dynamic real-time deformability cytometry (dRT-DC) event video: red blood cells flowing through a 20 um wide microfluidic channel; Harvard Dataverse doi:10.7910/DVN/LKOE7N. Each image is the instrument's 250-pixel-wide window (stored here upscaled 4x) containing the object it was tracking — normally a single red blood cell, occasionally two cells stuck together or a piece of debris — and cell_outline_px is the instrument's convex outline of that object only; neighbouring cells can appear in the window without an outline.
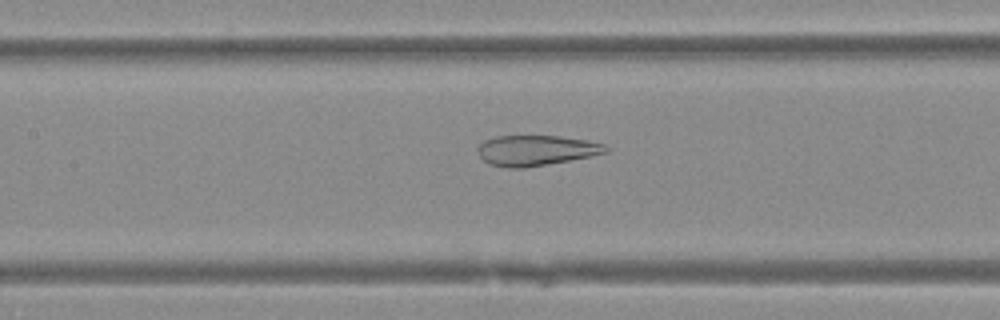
{"species": "Egyptian fruit bat (a non-hibernating species)", "species_latin": "Rousettus aegyptiacus", "temperature_condition": "warm", "stored_images_in_passage": 29, "camera_frame_rate_fps": 3000, "um_per_image_px": 0.085, "animal": {"sex": "female"}, "frame": {"image": 1, "passage_image": 11, "time_ms": 3.333, "image_size_px": [1000, 320], "cell_outline_px": [[608, 152], [568, 160], [524, 168], [508, 168], [488, 164], [476, 152], [476, 148], [484, 140], [496, 136], [560, 136], [588, 140], [604, 144], [608, 148]], "centroid_in_image_um": [45.51, 12.78], "position_along_channel_um": 161.9, "area_um2": 22.6}}
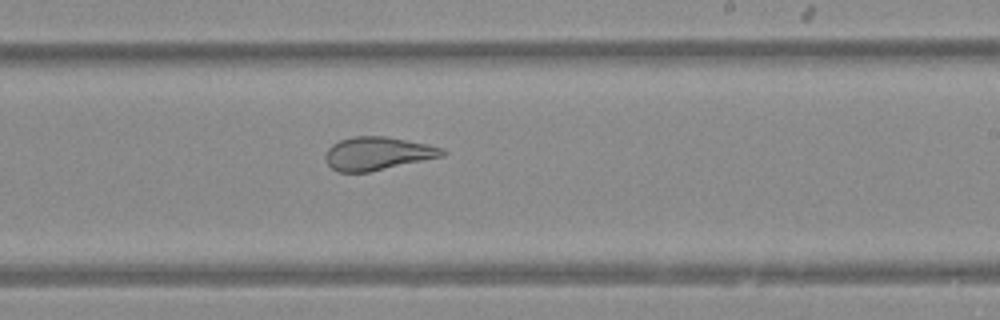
{"frame": {"image": 2, "passage_image": 18, "time_ms": 5.667, "image_size_px": [1000, 320], "cell_outline_px": [[448, 152], [444, 156], [368, 172], [340, 172], [332, 168], [328, 164], [324, 156], [328, 148], [332, 144], [340, 140], [352, 136], [384, 136], [428, 144], [444, 148]], "centroid_in_image_um": [32.11, 13.04], "position_along_channel_um": 256.9, "area_um2": 22.6}}
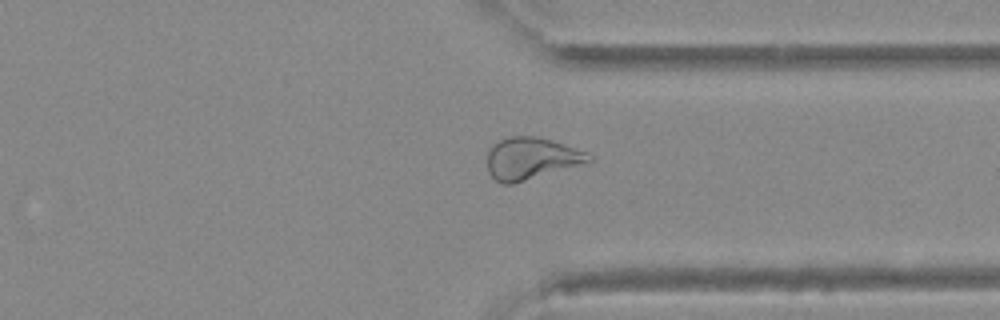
{"frame": {"image": 3, "passage_image": 26, "time_ms": 8.333, "image_size_px": [1000, 320], "cell_outline_px": [[592, 160], [512, 184], [504, 184], [496, 180], [488, 172], [488, 148], [500, 140], [508, 136], [536, 136], [552, 140], [584, 152], [592, 156]], "centroid_in_image_um": [45.07, 13.45], "position_along_channel_um": 366.3, "area_um2": 24.16}}